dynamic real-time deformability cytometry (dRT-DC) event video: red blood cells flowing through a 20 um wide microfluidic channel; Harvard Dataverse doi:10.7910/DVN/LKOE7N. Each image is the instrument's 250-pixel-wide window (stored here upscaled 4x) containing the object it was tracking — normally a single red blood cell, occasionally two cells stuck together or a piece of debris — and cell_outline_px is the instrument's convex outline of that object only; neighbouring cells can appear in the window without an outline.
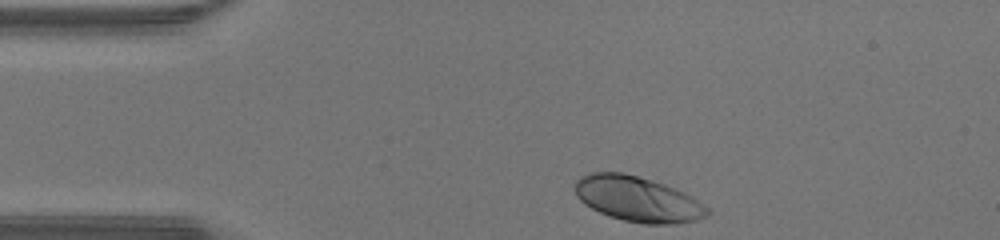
{"species": "human", "species_latin": "Homo sapiens", "temperature_condition": "warm", "stored_images_in_passage": 30, "camera_frame_rate_fps": 3000, "um_per_image_px": 0.085, "donor": {"sex": "male"}, "frame": {"image": 1, "passage_image": 1, "time_ms": 0.0, "image_size_px": [1000, 240], "cell_outline_px": [[712, 212], [708, 216], [696, 220], [676, 224], [644, 224], [624, 220], [608, 216], [584, 204], [576, 196], [576, 180], [580, 176], [588, 172], [624, 172], [652, 180], [664, 184], [684, 192], [692, 196], [708, 208]], "centroid_in_image_um": [54.21, 16.92], "position_along_channel_um": 30.8, "area_um2": 35.08}}
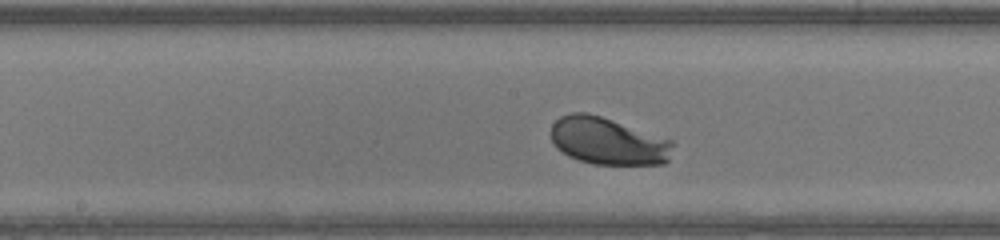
{"frame": {"image": 2, "passage_image": 16, "time_ms": 5.0, "image_size_px": [1000, 240], "cell_outline_px": [[672, 144], [668, 160], [664, 164], [592, 164], [568, 156], [556, 148], [552, 140], [552, 124], [560, 116], [572, 112], [584, 112], [600, 116], [672, 140]], "centroid_in_image_um": [51.64, 11.99], "position_along_channel_um": 196.6, "area_um2": 33.18}}
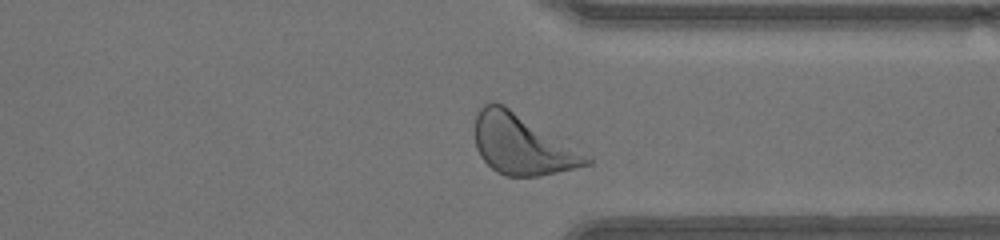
{"frame": {"image": 3, "passage_image": 28, "time_ms": 9.0, "image_size_px": [1000, 240], "cell_outline_px": [[592, 164], [540, 176], [508, 176], [496, 172], [480, 156], [476, 148], [476, 116], [480, 108], [484, 104], [492, 100], [496, 100], [504, 104], [592, 156]], "centroid_in_image_um": [44.41, 12.27], "position_along_channel_um": 367.0, "area_um2": 39.36}, "authors_computed_cell_mechanics": {"area_um2": 33.6107, "velocity_mm_per_s": 4.3036, "shape_relaxation_time_tau1_ms": 0.9089, "shape_relaxation_time_tau2_ms": 9.188, "deformation_change_tau1": 0.1163, "deformation_change_tau2": 0.1605}}